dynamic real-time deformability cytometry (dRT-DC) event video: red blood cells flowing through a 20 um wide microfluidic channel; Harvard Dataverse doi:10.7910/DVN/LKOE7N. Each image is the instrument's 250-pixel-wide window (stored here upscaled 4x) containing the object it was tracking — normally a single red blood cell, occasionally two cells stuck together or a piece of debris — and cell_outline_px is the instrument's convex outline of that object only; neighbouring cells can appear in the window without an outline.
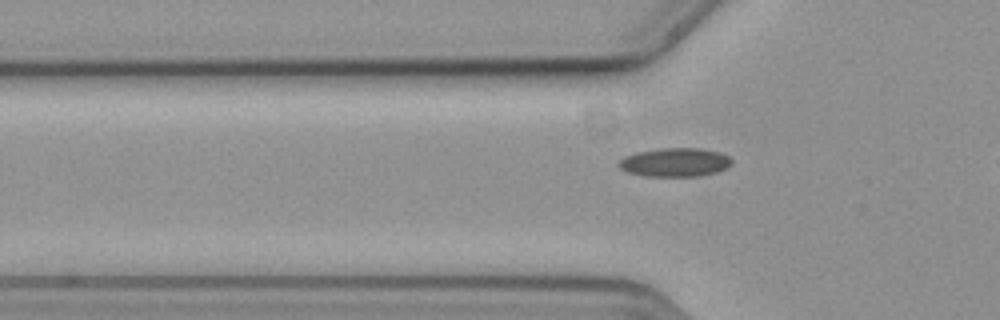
{"species": "common noctule bat (a hibernating species)", "species_latin": "Nyctalus noctula", "temperature_condition": "cold", "stored_images_in_passage": 33, "camera_frame_rate_fps": 3000, "um_per_image_px": 0.085, "animal": {"sex": "female", "body_mass_g": 19.3, "forearm_length_mm": 54.1}, "frame": {"image": 1, "passage_image": 5, "time_ms": 1.333, "image_size_px": [1000, 320], "cell_outline_px": [[732, 164], [728, 168], [716, 172], [700, 176], [644, 176], [628, 172], [620, 168], [616, 164], [624, 156], [636, 152], [660, 148], [700, 148], [720, 152], [728, 156], [732, 160]], "centroid_in_image_um": [57.38, 13.79], "position_along_channel_um": 68.4, "area_um2": 19.07}}
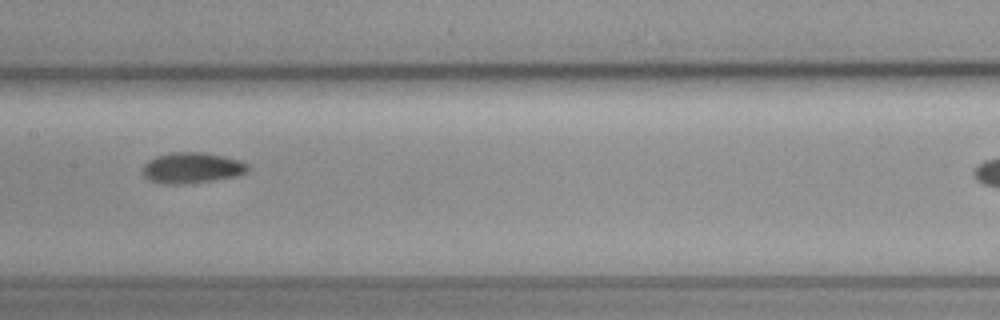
{"frame": {"image": 2, "passage_image": 15, "time_ms": 4.667, "image_size_px": [1000, 320], "cell_outline_px": [[248, 168], [244, 172], [232, 176], [212, 180], [180, 184], [164, 184], [148, 180], [140, 172], [144, 164], [148, 160], [156, 156], [172, 152], [204, 152], [224, 156], [240, 160], [248, 164]], "centroid_in_image_um": [16.23, 14.25], "position_along_channel_um": 191.2, "area_um2": 18.79}}
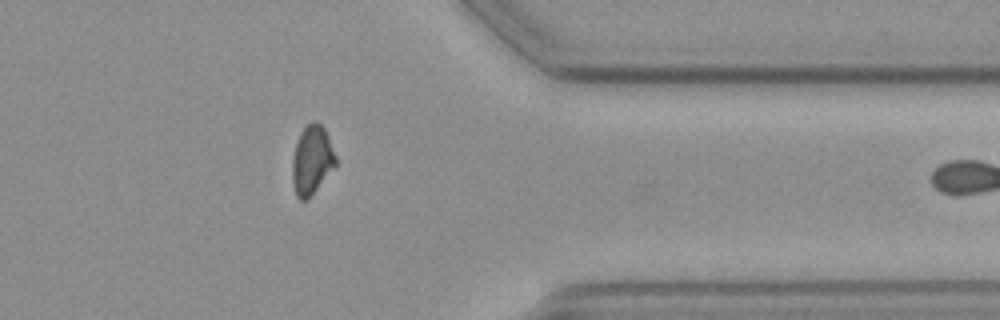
{"frame": {"image": 3, "passage_image": 32, "time_ms": 10.333, "image_size_px": [1000, 320], "cell_outline_px": [[336, 164], [308, 200], [300, 200], [296, 196], [292, 180], [292, 160], [296, 144], [300, 132], [312, 120], [320, 124], [324, 128], [328, 136], [336, 156]], "centroid_in_image_um": [26.49, 13.62], "position_along_channel_um": 384.9, "area_um2": 17.28}}